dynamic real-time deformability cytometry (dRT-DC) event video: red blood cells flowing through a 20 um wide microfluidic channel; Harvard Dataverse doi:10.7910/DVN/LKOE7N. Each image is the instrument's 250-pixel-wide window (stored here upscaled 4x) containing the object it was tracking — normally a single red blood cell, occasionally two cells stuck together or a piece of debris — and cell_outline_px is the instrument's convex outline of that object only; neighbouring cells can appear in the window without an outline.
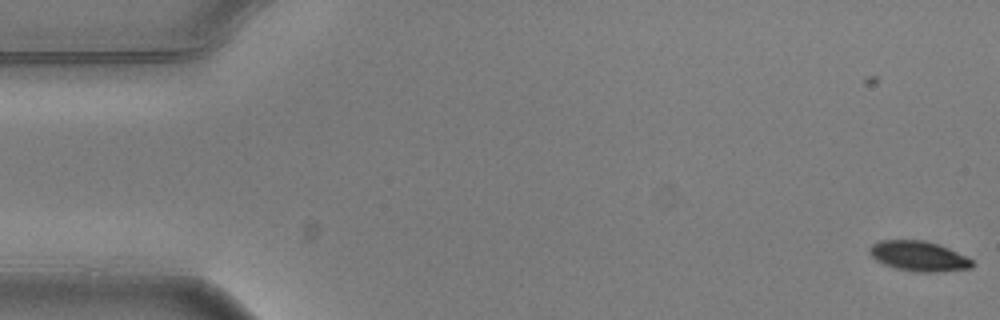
{"species": "common noctule bat (a hibernating species)", "species_latin": "Nyctalus noctula", "temperature_condition": "warm", "stored_images_in_passage": 6, "camera_frame_rate_fps": 3000, "um_per_image_px": 0.085, "animal": {"sex": "male", "body_mass_g": 20.5, "forearm_length_mm": 52.5}, "frame": {"image": 1, "passage_image": 1, "time_ms": 0.0, "image_size_px": [1000, 320], "cell_outline_px": [[976, 264], [972, 268], [932, 272], [916, 272], [896, 268], [884, 264], [876, 260], [868, 252], [868, 248], [872, 244], [880, 240], [924, 240], [940, 244], [972, 260]], "centroid_in_image_um": [78.08, 21.76], "position_along_channel_um": 6.9, "area_um2": 17.98}}
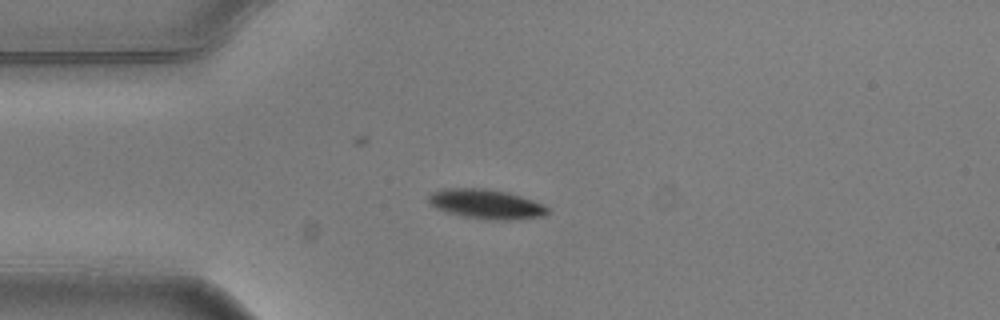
{"frame": {"image": 2, "passage_image": 4, "time_ms": 1.0, "image_size_px": [1000, 320], "cell_outline_px": [[548, 212], [544, 216], [504, 220], [496, 220], [464, 216], [448, 212], [436, 208], [428, 200], [428, 196], [432, 192], [444, 188], [484, 188], [508, 192], [544, 204], [548, 208]], "centroid_in_image_um": [41.32, 17.33], "position_along_channel_um": 43.7, "area_um2": 20.23}}
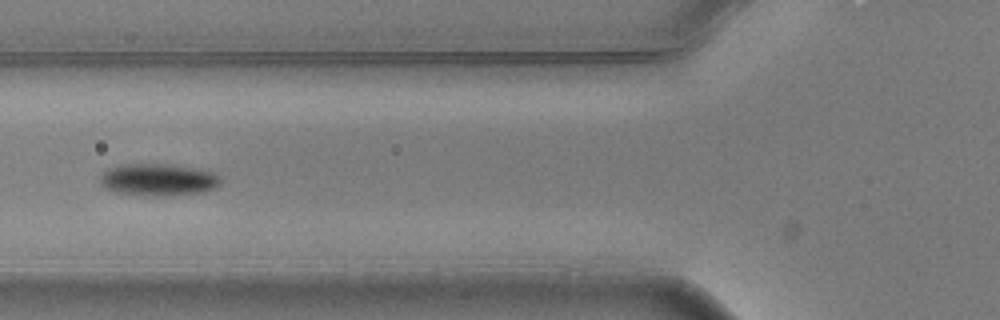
{"frame": {"image": 3, "passage_image": 6, "time_ms": 1.667, "image_size_px": [1000, 320], "cell_outline_px": [[220, 184], [216, 188], [200, 192], [156, 196], [144, 196], [116, 192], [104, 188], [100, 184], [100, 172], [108, 168], [120, 164], [172, 164], [196, 168], [212, 172], [220, 176]], "centroid_in_image_um": [13.39, 15.26], "position_along_channel_um": 112.4, "area_um2": 22.77}}